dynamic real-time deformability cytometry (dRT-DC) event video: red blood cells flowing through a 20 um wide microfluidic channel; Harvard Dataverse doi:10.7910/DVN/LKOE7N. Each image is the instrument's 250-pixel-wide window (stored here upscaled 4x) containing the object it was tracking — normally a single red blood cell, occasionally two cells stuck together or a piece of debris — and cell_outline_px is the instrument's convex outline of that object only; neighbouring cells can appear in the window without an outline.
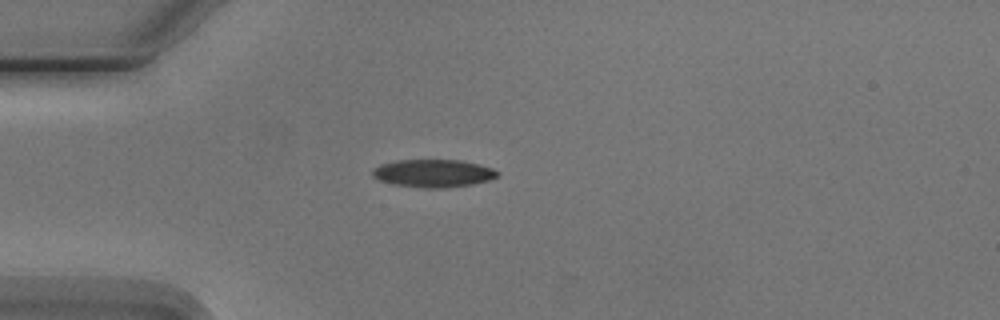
{"species": "Egyptian fruit bat (a non-hibernating species)", "species_latin": "Rousettus aegyptiacus", "temperature_condition": "cold", "stored_images_in_passage": 2, "camera_frame_rate_fps": 3000, "um_per_image_px": 0.085, "animal": {"sex": "male"}, "frame": {"image": 1, "passage_image": 2, "time_ms": 1.333, "image_size_px": [1000, 320], "cell_outline_px": [[500, 176], [488, 180], [472, 184], [440, 188], [424, 188], [392, 184], [380, 180], [372, 176], [372, 168], [380, 164], [396, 160], [460, 160], [480, 164], [492, 168], [500, 172]], "centroid_in_image_um": [36.83, 14.72], "position_along_channel_um": 48.2, "area_um2": 20.35}}